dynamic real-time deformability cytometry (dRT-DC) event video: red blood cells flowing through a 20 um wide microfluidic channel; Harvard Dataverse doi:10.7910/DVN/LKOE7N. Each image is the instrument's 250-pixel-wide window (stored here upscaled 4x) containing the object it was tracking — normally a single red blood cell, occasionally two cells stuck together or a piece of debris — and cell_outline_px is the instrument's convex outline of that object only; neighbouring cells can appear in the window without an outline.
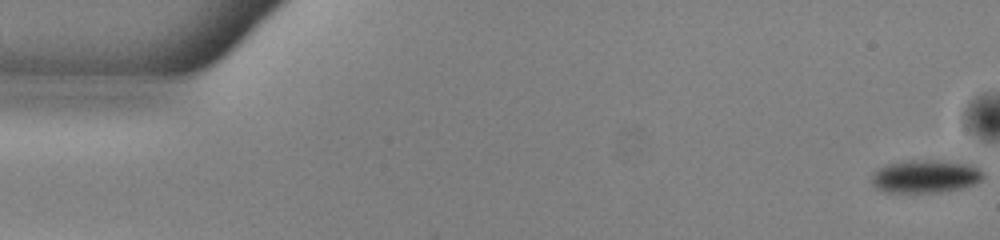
{"species": "common noctule bat (a hibernating species)", "species_latin": "Nyctalus noctula", "temperature_condition": "warm", "stored_images_in_passage": 53, "camera_frame_rate_fps": 3000, "um_per_image_px": 0.085, "animal": {"sex": "male", "body_mass_g": 13.0, "forearm_length_mm": 53.1}, "frame": {"image": 1, "passage_image": 1, "time_ms": 0.0, "image_size_px": [1000, 240], "cell_outline_px": [[984, 180], [976, 184], [960, 188], [940, 192], [884, 192], [876, 188], [872, 184], [872, 176], [880, 168], [888, 164], [908, 160], [980, 160], [984, 172]], "centroid_in_image_um": [78.88, 14.94], "position_along_channel_um": 6.1, "area_um2": 22.54}}
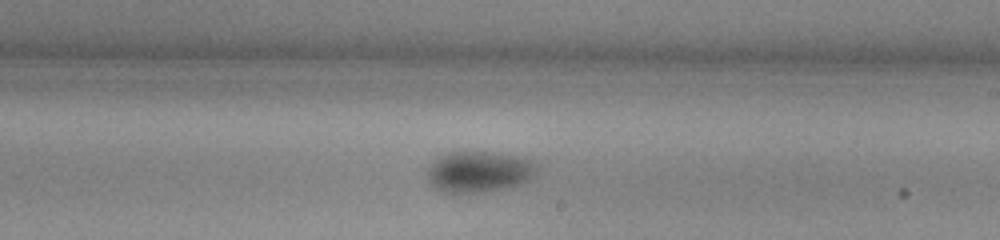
{"frame": {"image": 2, "passage_image": 31, "time_ms": 10.0, "image_size_px": [1000, 240], "cell_outline_px": [[536, 172], [528, 180], [520, 184], [500, 188], [476, 192], [444, 192], [436, 188], [428, 180], [428, 168], [436, 156], [444, 152], [492, 152], [520, 156], [536, 164]], "centroid_in_image_um": [40.67, 14.56], "position_along_channel_um": 248.3, "area_um2": 25.89}}
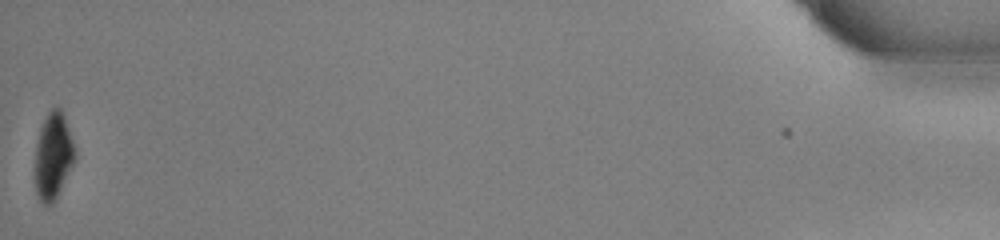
{"frame": {"image": 3, "passage_image": 53, "time_ms": 17.333, "image_size_px": [1000, 240], "cell_outline_px": [[76, 156], [52, 204], [44, 204], [40, 200], [36, 192], [36, 144], [40, 128], [48, 112], [52, 108], [60, 108], [72, 140], [76, 152]], "centroid_in_image_um": [4.51, 13.24], "position_along_channel_um": 430.7, "area_um2": 19.25}, "authors_computed_cell_mechanics": {"area_um2": 25.143, "velocity_mm_per_s": 3.8989, "shape_relaxation_time_tau1_ms": 2.2723, "shape_relaxation_time_tau2_ms": null, "deformation_change_tau1": 0.0734, "deformation_change_tau2": null}}